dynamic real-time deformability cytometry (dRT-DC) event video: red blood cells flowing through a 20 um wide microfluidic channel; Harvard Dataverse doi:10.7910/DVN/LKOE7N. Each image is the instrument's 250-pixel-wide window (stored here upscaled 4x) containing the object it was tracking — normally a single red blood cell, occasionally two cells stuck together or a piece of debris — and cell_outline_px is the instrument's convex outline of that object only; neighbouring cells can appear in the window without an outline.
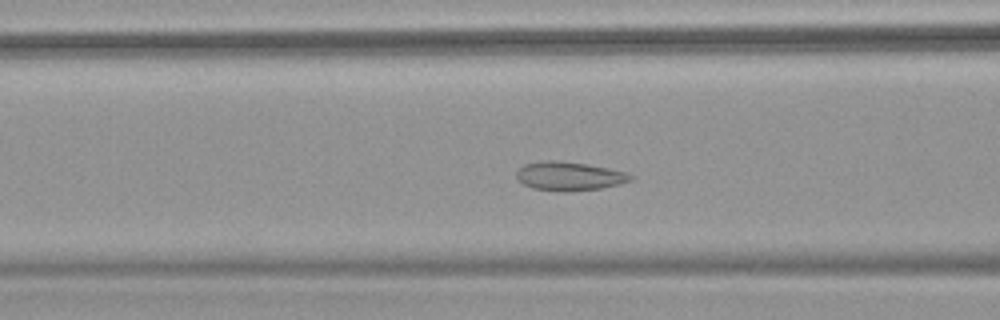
{"species": "common noctule bat (a hibernating species)", "species_latin": "Nyctalus noctula", "temperature_condition": "warm", "stored_images_in_passage": 52, "camera_frame_rate_fps": 3000, "um_per_image_px": 0.085, "animal": {"sex": "female", "body_mass_g": 18.4}, "frame": {"image": 1, "passage_image": 20, "time_ms": 6.333, "image_size_px": [1000, 320], "cell_outline_px": [[636, 176], [632, 180], [620, 184], [600, 188], [564, 192], [532, 188], [524, 184], [516, 176], [516, 172], [524, 164], [548, 160], [552, 160], [588, 164], [628, 172]], "centroid_in_image_um": [48.43, 14.97], "position_along_channel_um": 118.2, "area_um2": 19.13}}
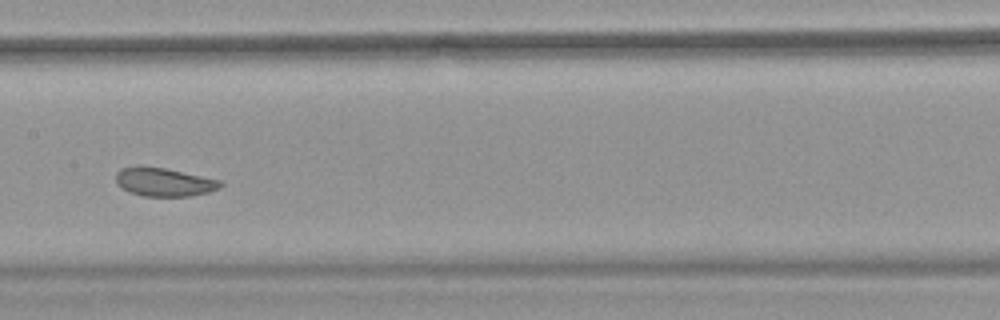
{"frame": {"image": 2, "passage_image": 26, "time_ms": 8.333, "image_size_px": [1000, 320], "cell_outline_px": [[224, 184], [220, 188], [208, 192], [188, 196], [144, 196], [132, 192], [116, 184], [116, 172], [120, 168], [164, 168], [220, 180]], "centroid_in_image_um": [13.98, 15.49], "position_along_channel_um": 193.4, "area_um2": 16.76}}
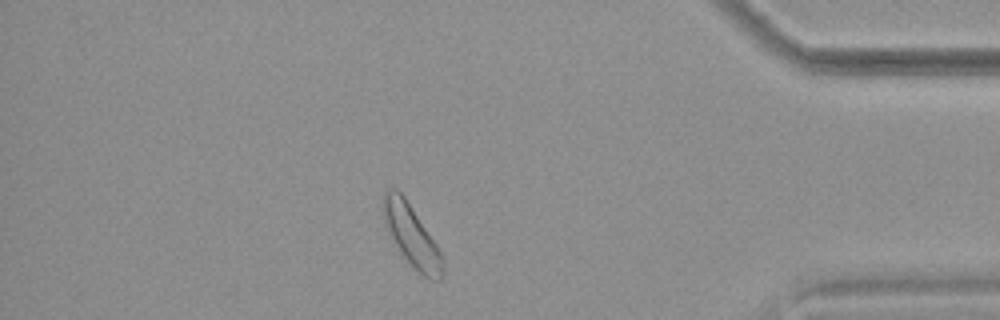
{"frame": {"image": 3, "passage_image": 45, "time_ms": 14.667, "image_size_px": [1000, 320], "cell_outline_px": [[444, 272], [440, 280], [428, 280], [400, 252], [384, 224], [384, 192], [388, 188], [396, 188], [404, 196], [436, 244], [440, 252], [444, 264]], "centroid_in_image_um": [35.0, 20.04], "position_along_channel_um": 400.2, "area_um2": 20.63}, "authors_computed_cell_mechanics": {"area_um2": 20.1722, "velocity_mm_per_s": 3.7796, "shape_relaxation_time_tau1_ms": 7.1149, "shape_relaxation_time_tau2_ms": null, "deformation_change_tau1": 0.0816, "deformation_change_tau2": null}}